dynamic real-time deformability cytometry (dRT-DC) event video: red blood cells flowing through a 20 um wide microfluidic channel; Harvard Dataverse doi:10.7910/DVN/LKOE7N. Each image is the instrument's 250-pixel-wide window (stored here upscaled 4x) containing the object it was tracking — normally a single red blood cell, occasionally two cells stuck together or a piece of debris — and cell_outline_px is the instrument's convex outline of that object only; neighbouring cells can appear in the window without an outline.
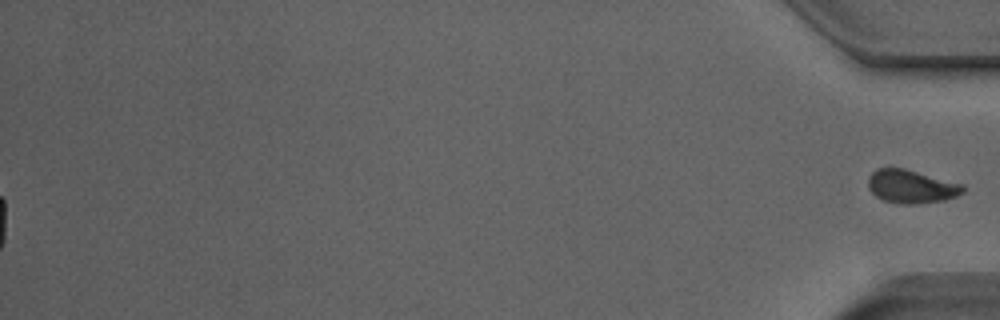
{"species": "Egyptian fruit bat (a non-hibernating species)", "species_latin": "Rousettus aegyptiacus", "temperature_condition": "room temperature", "stored_images_in_passage": 53, "segment_of_instrument_passage": [2, 2], "camera_frame_rate_fps": 3000, "um_per_image_px": 0.085, "animal": {"sex": "male"}, "frame": {"image": 1, "passage_image": 53, "time_ms": 17.333, "image_size_px": [1000, 320], "cell_outline_px": [[964, 192], [956, 196], [944, 200], [916, 204], [900, 204], [884, 200], [876, 196], [868, 188], [868, 176], [876, 168], [904, 168], [964, 184]], "centroid_in_image_um": [77.45, 15.85], "position_along_channel_um": 357.7, "area_um2": 18.5}}